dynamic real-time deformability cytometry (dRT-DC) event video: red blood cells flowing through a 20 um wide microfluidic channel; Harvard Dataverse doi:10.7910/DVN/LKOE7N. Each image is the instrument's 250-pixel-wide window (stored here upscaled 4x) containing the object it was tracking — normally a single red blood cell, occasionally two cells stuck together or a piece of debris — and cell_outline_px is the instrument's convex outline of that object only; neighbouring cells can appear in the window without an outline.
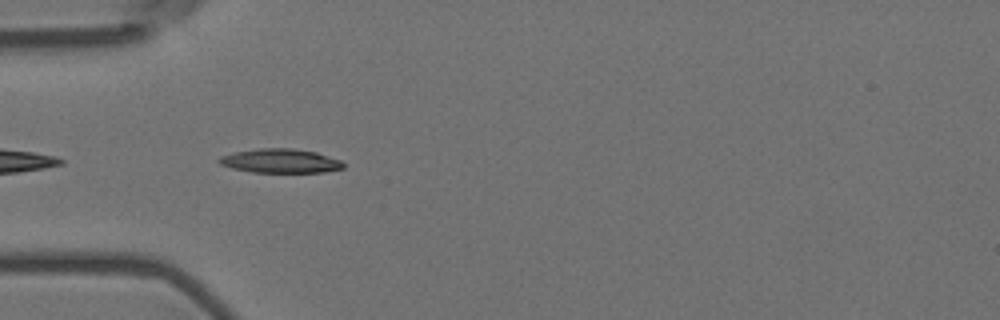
{"species": "Egyptian fruit bat (a non-hibernating species)", "species_latin": "Rousettus aegyptiacus", "temperature_condition": "room temperature", "stored_images_in_passage": 4, "camera_frame_rate_fps": 3000, "um_per_image_px": 0.085, "animal": {"sex": "female"}, "frame": {"image": 1, "passage_image": 1, "time_ms": 0.0, "image_size_px": [1000, 320], "cell_outline_px": [[344, 168], [324, 172], [252, 172], [232, 168], [220, 164], [216, 160], [220, 156], [236, 152], [260, 148], [292, 148], [316, 152], [340, 160], [344, 164]], "centroid_in_image_um": [23.82, 13.68], "position_along_channel_um": 61.2, "area_um2": 17.34}}